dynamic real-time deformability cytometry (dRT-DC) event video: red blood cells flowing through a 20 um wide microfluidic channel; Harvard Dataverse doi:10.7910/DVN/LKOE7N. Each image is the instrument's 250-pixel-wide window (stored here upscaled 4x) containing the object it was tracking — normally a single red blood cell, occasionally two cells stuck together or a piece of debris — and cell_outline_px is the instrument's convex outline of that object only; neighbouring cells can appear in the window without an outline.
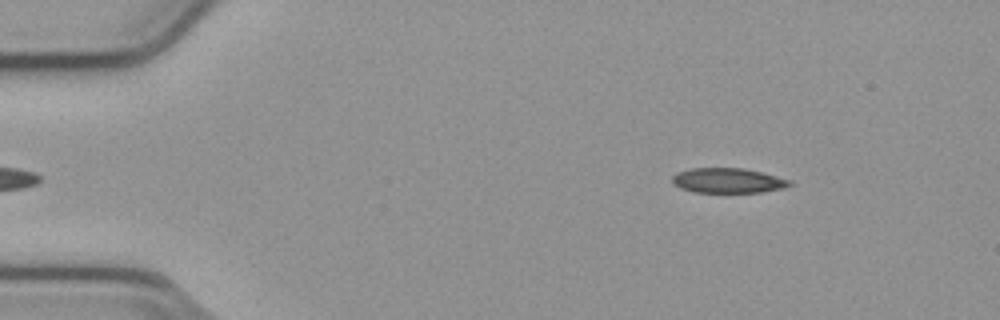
{"species": "common noctule bat (a hibernating species)", "species_latin": "Nyctalus noctula", "temperature_condition": "cold", "stored_images_in_passage": 50, "camera_frame_rate_fps": 3000, "um_per_image_px": 0.085, "animal": {"sex": "male", "body_mass_g": 23.1, "forearm_length_mm": 52.7}, "frame": {"image": 1, "passage_image": 4, "time_ms": 1.0, "image_size_px": [1000, 320], "cell_outline_px": [[792, 184], [784, 188], [760, 192], [692, 192], [680, 188], [672, 180], [672, 176], [676, 172], [692, 168], [744, 168], [792, 180]], "centroid_in_image_um": [61.87, 15.34], "position_along_channel_um": 23.1, "area_um2": 16.99}}
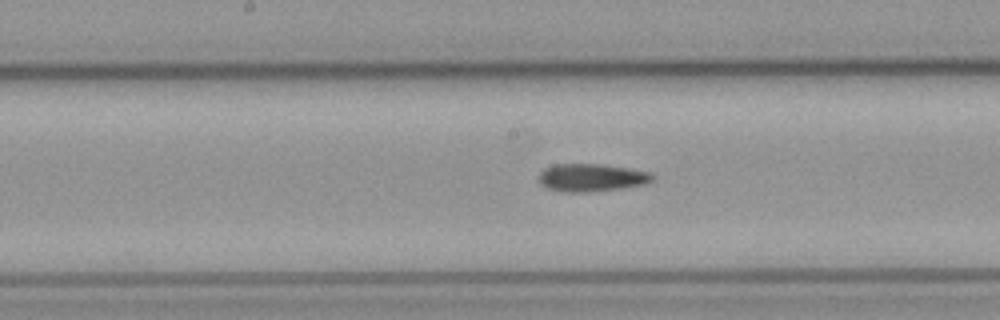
{"frame": {"image": 2, "passage_image": 24, "time_ms": 7.667, "image_size_px": [1000, 320], "cell_outline_px": [[656, 176], [652, 180], [644, 184], [624, 188], [588, 192], [564, 192], [548, 188], [540, 184], [540, 172], [544, 168], [552, 164], [596, 164], [652, 172]], "centroid_in_image_um": [50.27, 15.1], "position_along_channel_um": 197.9, "area_um2": 18.32}}
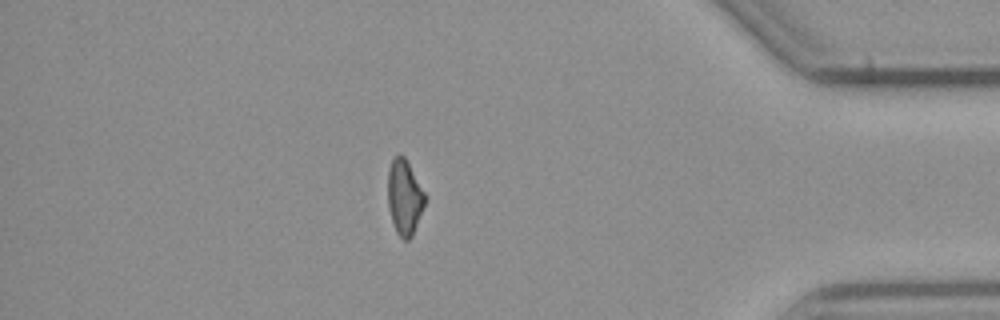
{"frame": {"image": 3, "passage_image": 43, "time_ms": 14.0, "image_size_px": [1000, 320], "cell_outline_px": [[428, 196], [412, 236], [408, 240], [404, 240], [396, 232], [388, 208], [388, 168], [392, 156], [400, 152], [404, 156]], "centroid_in_image_um": [34.38, 16.71], "position_along_channel_um": 400.8, "area_um2": 16.59}}